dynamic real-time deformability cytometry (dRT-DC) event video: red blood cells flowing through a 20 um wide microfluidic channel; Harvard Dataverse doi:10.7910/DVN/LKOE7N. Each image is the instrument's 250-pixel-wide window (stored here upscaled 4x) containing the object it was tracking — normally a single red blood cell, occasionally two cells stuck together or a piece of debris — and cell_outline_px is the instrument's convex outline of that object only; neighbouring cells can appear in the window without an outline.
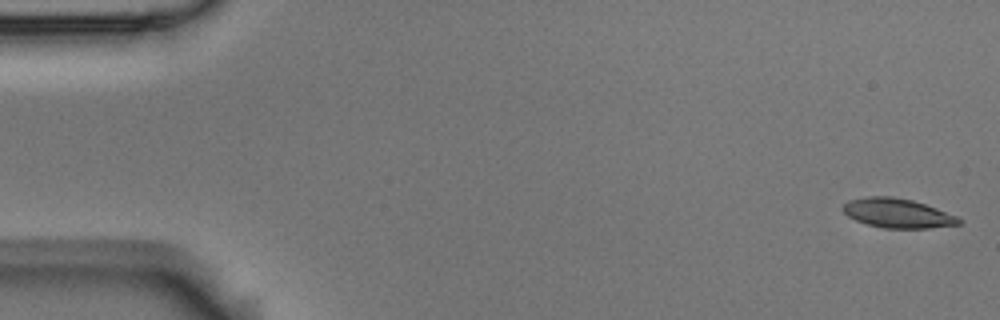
{"species": "Egyptian fruit bat (a non-hibernating species)", "species_latin": "Rousettus aegyptiacus", "temperature_condition": "room temperature", "stored_images_in_passage": 6, "camera_frame_rate_fps": 3000, "um_per_image_px": 0.085, "animal": {"sex": "male"}, "frame": {"image": 1, "passage_image": 1, "time_ms": 0.0, "image_size_px": [1000, 320], "cell_outline_px": [[960, 224], [928, 228], [884, 228], [868, 224], [856, 220], [848, 216], [840, 208], [848, 200], [864, 196], [892, 196], [912, 200], [936, 208], [956, 216], [960, 220]], "centroid_in_image_um": [76.23, 18.11], "position_along_channel_um": 8.8, "area_um2": 19.71}}
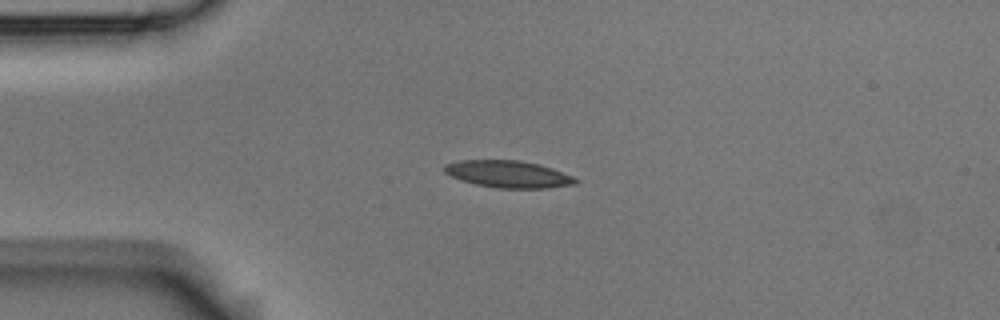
{"frame": {"image": 2, "passage_image": 4, "time_ms": 1.0, "image_size_px": [1000, 320], "cell_outline_px": [[580, 180], [576, 184], [548, 188], [496, 188], [476, 184], [460, 180], [444, 172], [444, 164], [460, 160], [520, 160], [540, 164], [552, 168], [572, 176]], "centroid_in_image_um": [43.21, 14.8], "position_along_channel_um": 41.8, "area_um2": 20.75}}